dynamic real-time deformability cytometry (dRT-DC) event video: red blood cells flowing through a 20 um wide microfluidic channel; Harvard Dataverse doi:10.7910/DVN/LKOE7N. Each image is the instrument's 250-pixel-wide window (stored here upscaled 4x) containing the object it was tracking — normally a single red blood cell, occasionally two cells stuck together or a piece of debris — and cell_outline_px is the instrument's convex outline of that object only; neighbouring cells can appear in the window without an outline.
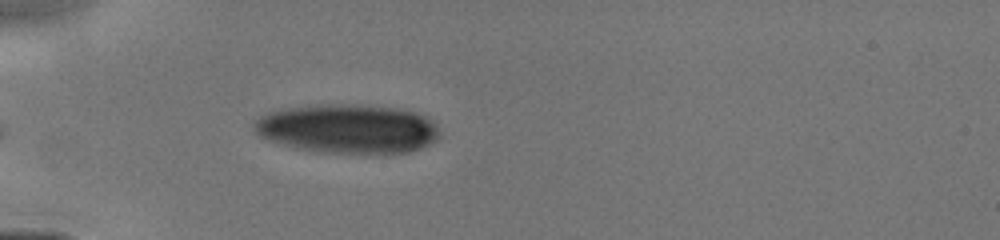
{"species": "human", "species_latin": "Homo sapiens", "temperature_condition": "cold", "stored_images_in_passage": 21, "camera_frame_rate_fps": 3000, "um_per_image_px": 0.085, "donor": {"sex": "male"}, "frame": {"image": 1, "passage_image": 1, "time_ms": 0.0, "image_size_px": [1000, 240], "cell_outline_px": [[440, 136], [436, 140], [420, 148], [408, 152], [332, 152], [300, 148], [268, 140], [260, 136], [256, 132], [252, 124], [260, 116], [268, 112], [288, 108], [316, 104], [368, 104], [400, 108], [424, 116], [432, 120], [436, 124]], "centroid_in_image_um": [29.57, 10.9], "position_along_channel_um": 55.4, "area_um2": 52.66}}
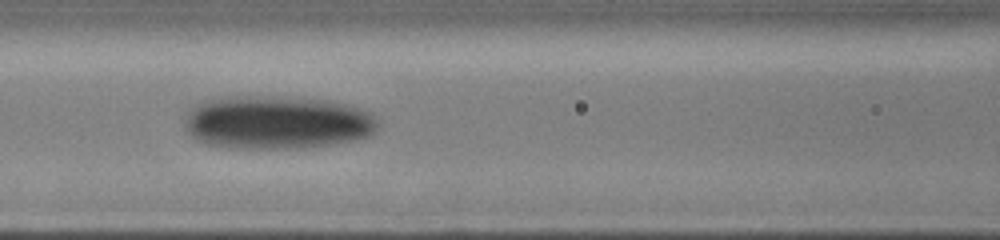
{"frame": {"image": 2, "passage_image": 12, "time_ms": 2.333, "image_size_px": [1000, 240], "cell_outline_px": [[380, 124], [368, 136], [356, 140], [304, 148], [228, 148], [204, 144], [196, 140], [184, 128], [184, 120], [188, 112], [196, 104], [204, 100], [228, 96], [264, 96], [328, 100], [348, 104], [372, 112], [380, 120]], "centroid_in_image_um": [23.54, 10.4], "position_along_channel_um": 143.1, "area_um2": 60.81}}
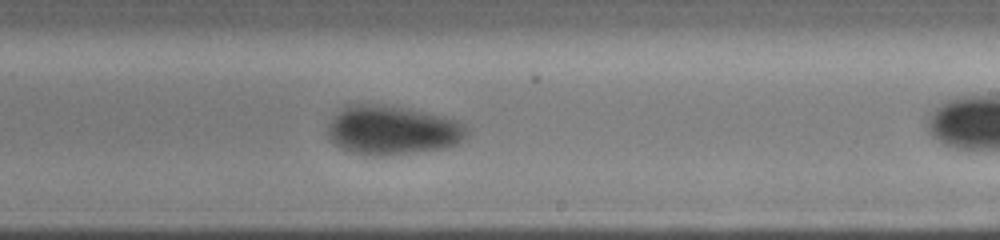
{"frame": {"image": 3, "passage_image": 19, "time_ms": 3.667, "image_size_px": [1000, 240], "cell_outline_px": [[468, 136], [464, 140], [448, 148], [380, 156], [364, 156], [340, 148], [328, 136], [328, 124], [332, 116], [348, 104], [384, 104], [408, 108], [444, 116], [460, 120], [468, 128]], "centroid_in_image_um": [33.38, 11.06], "position_along_channel_um": 255.6, "area_um2": 40.46}}